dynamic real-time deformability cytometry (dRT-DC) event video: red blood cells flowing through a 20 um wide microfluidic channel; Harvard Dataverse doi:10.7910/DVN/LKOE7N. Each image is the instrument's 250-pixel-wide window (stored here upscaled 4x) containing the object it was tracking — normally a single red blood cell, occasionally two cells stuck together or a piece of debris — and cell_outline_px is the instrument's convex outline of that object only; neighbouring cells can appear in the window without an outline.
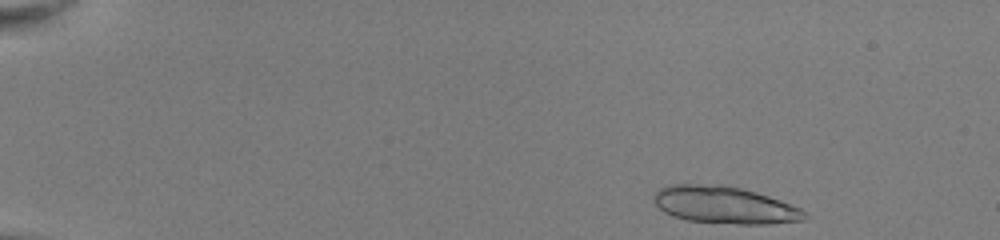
{"species": "common noctule bat (a hibernating species)", "species_latin": "Nyctalus noctula", "temperature_condition": "room temperature", "stored_images_in_passage": 13, "camera_frame_rate_fps": 3000, "um_per_image_px": 0.085, "animal": {"sex": "female", "body_mass_g": 22.0, "forearm_length_mm": 56.7}, "frame": {"image": 1, "passage_image": 13, "time_ms": 4.0, "image_size_px": [1000, 240], "cell_outline_px": [[808, 216], [804, 220], [768, 224], [740, 224], [688, 220], [672, 216], [664, 212], [652, 200], [652, 196], [660, 188], [668, 184], [724, 184], [756, 192], [780, 200], [800, 208]], "centroid_in_image_um": [61.55, 17.41], "position_along_channel_um": 23.4, "area_um2": 32.71}}